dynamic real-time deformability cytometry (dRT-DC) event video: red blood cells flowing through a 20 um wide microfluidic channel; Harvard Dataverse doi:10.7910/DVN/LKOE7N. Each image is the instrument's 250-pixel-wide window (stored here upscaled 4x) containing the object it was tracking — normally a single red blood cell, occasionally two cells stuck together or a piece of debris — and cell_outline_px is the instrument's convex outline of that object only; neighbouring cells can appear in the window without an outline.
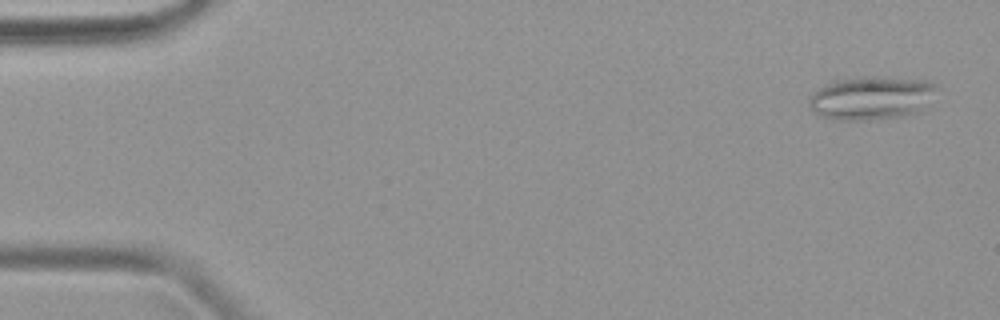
{"species": "common noctule bat (a hibernating species)", "species_latin": "Nyctalus noctula", "temperature_condition": "warm", "stored_images_in_passage": 47, "camera_frame_rate_fps": 3000, "um_per_image_px": 0.085, "animal": {"sex": "female", "body_mass_g": 19.9}, "frame": {"image": 1, "passage_image": 2, "time_ms": 0.333, "image_size_px": [1000, 320], "cell_outline_px": [[940, 88], [916, 112], [900, 116], [872, 120], [836, 120], [820, 116], [812, 112], [808, 104], [808, 96], [812, 92], [836, 76], [876, 76], [928, 80], [936, 84]], "centroid_in_image_um": [73.95, 8.28], "position_along_channel_um": 11.0, "area_um2": 33.18}}
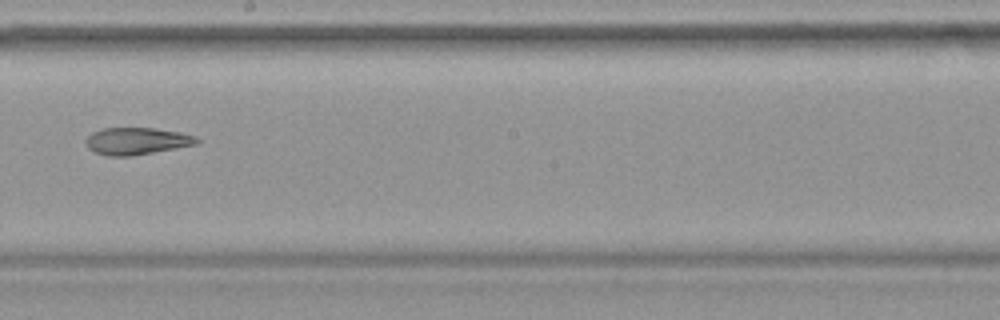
{"frame": {"image": 2, "passage_image": 27, "time_ms": 8.667, "image_size_px": [1000, 320], "cell_outline_px": [[200, 144], [132, 156], [108, 156], [92, 152], [84, 144], [84, 140], [92, 132], [104, 128], [156, 128], [180, 132], [196, 136], [200, 140]], "centroid_in_image_um": [11.62, 12.0], "position_along_channel_um": 236.6, "area_um2": 17.86}}
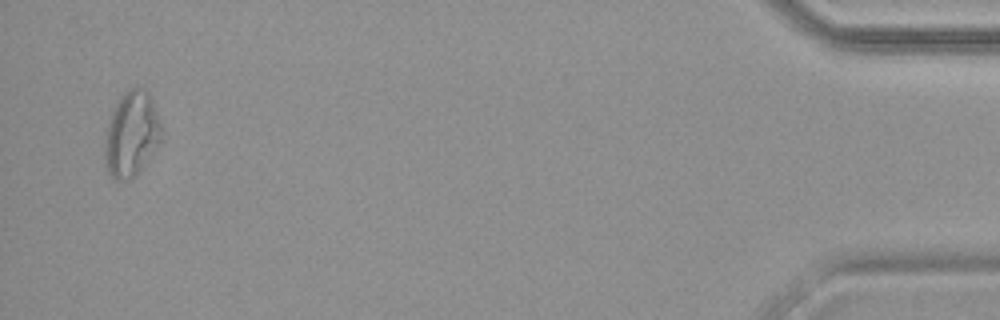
{"frame": {"image": 3, "passage_image": 46, "time_ms": 15.0, "image_size_px": [1000, 320], "cell_outline_px": [[164, 132], [160, 140], [136, 176], [132, 180], [112, 180], [104, 164], [104, 136], [108, 120], [120, 96], [128, 88], [148, 88], [152, 96], [164, 128]], "centroid_in_image_um": [11.18, 11.38], "position_along_channel_um": 424.0, "area_um2": 28.96}}